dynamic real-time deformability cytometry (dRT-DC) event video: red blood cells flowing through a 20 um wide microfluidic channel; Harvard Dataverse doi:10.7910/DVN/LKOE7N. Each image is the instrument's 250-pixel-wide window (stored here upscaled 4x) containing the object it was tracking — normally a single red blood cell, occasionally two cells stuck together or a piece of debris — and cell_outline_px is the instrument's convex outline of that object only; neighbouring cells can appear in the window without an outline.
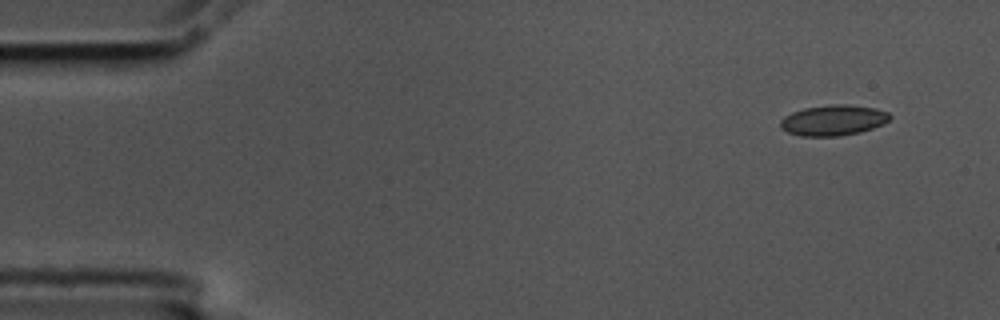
{"species": "common noctule bat (a hibernating species)", "species_latin": "Nyctalus noctula", "temperature_condition": "cold", "stored_images_in_passage": 4, "camera_frame_rate_fps": 3000, "um_per_image_px": 0.085, "animal": {"sex": "male", "body_mass_g": 17.5, "forearm_length_mm": 52.3}, "frame": {"image": 1, "passage_image": 1, "time_ms": 0.0, "image_size_px": [1000, 320], "cell_outline_px": [[892, 116], [884, 124], [860, 132], [840, 136], [800, 136], [788, 132], [780, 128], [780, 120], [784, 116], [792, 112], [804, 108], [832, 104], [848, 104], [876, 108], [888, 112]], "centroid_in_image_um": [70.83, 10.22], "position_along_channel_um": 14.2, "area_um2": 19.65}}
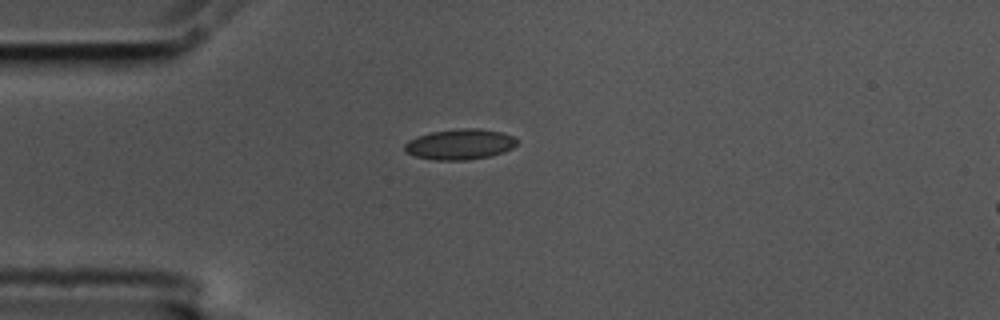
{"frame": {"image": 2, "passage_image": 3, "time_ms": 0.667, "image_size_px": [1000, 320], "cell_outline_px": [[516, 144], [512, 148], [504, 152], [492, 156], [468, 160], [436, 160], [416, 156], [404, 152], [404, 144], [408, 140], [416, 136], [432, 132], [460, 128], [476, 128], [504, 132], [512, 136], [516, 140]], "centroid_in_image_um": [39.08, 12.26], "position_along_channel_um": 45.9, "area_um2": 20.11}}
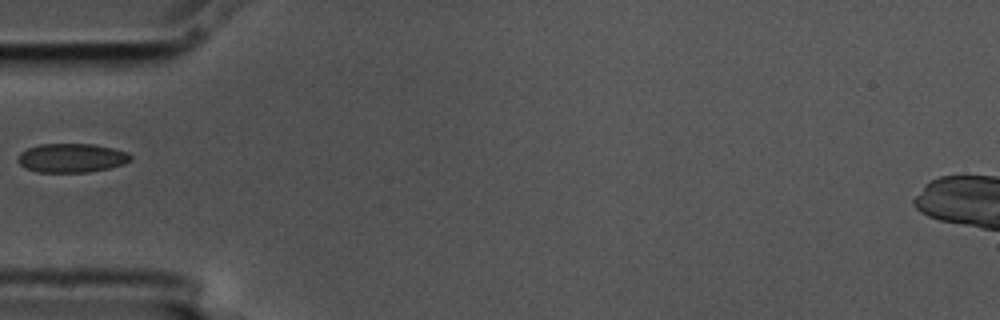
{"frame": {"image": 3, "passage_image": 4, "time_ms": 1.0, "image_size_px": [1000, 320], "cell_outline_px": [[132, 160], [124, 164], [108, 168], [88, 172], [40, 172], [24, 168], [16, 160], [16, 156], [20, 152], [28, 148], [40, 144], [96, 144], [128, 152], [132, 156]], "centroid_in_image_um": [6.07, 13.42], "position_along_channel_um": 78.9, "area_um2": 19.19}}